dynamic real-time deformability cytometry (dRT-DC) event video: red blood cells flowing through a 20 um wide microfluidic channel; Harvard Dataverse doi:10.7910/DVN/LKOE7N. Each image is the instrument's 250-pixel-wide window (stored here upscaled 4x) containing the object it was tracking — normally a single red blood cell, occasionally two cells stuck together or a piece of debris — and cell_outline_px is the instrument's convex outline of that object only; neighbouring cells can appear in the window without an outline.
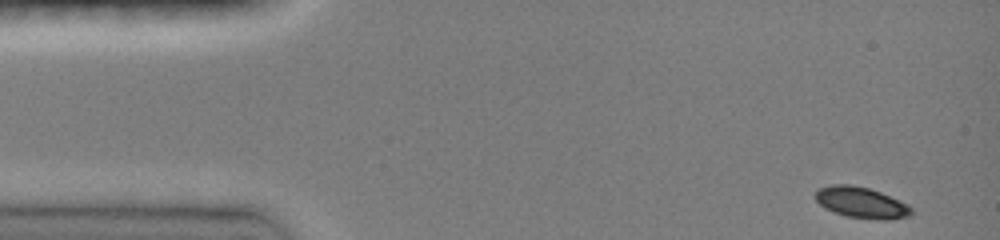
{"species": "common noctule bat (a hibernating species)", "species_latin": "Nyctalus noctula", "temperature_condition": "room temperature", "stored_images_in_passage": 43, "camera_frame_rate_fps": 3000, "um_per_image_px": 0.085, "animal": {"sex": "female", "body_mass_g": 19.0, "forearm_length_mm": 51.5}, "frame": {"image": 1, "passage_image": 1, "time_ms": 0.0, "image_size_px": [1000, 240], "cell_outline_px": [[912, 212], [908, 216], [888, 220], [884, 220], [848, 216], [824, 208], [816, 200], [816, 192], [820, 188], [832, 184], [852, 184], [868, 188], [880, 192], [908, 204], [912, 208]], "centroid_in_image_um": [73.22, 17.21], "position_along_channel_um": 11.8, "area_um2": 17.11}}
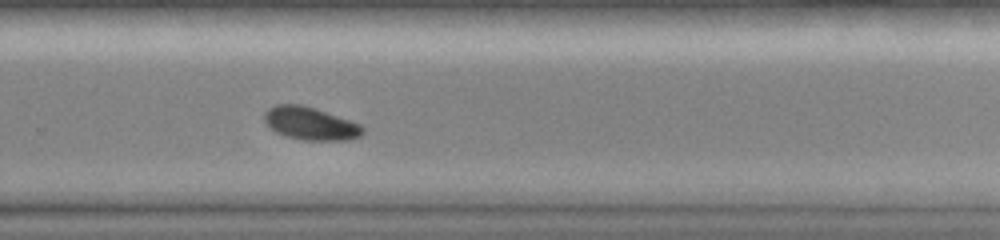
{"frame": {"image": 2, "passage_image": 30, "time_ms": 9.667, "image_size_px": [1000, 240], "cell_outline_px": [[364, 132], [360, 136], [348, 140], [304, 140], [284, 136], [276, 132], [264, 120], [264, 112], [268, 108], [276, 104], [300, 104], [316, 108], [360, 124], [364, 128]], "centroid_in_image_um": [26.38, 10.49], "position_along_channel_um": 303.4, "area_um2": 18.84}}
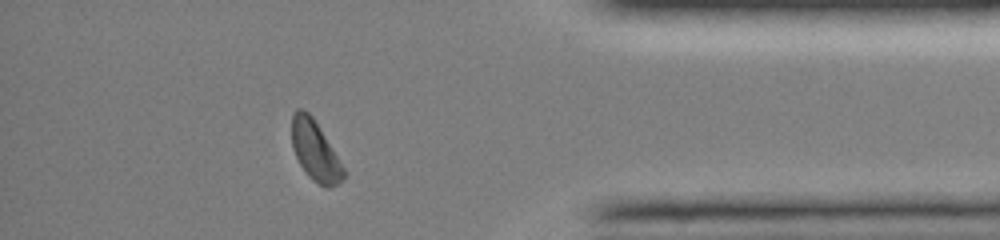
{"frame": {"image": 3, "passage_image": 39, "time_ms": 12.667, "image_size_px": [1000, 240], "cell_outline_px": [[344, 176], [336, 184], [328, 188], [324, 188], [308, 176], [300, 164], [292, 148], [292, 112], [296, 108], [304, 108], [312, 116], [320, 128], [344, 168]], "centroid_in_image_um": [26.75, 12.78], "position_along_channel_um": 408.5, "area_um2": 17.86}, "authors_computed_cell_mechanics": {"area_um2": 18.6694, "velocity_mm_per_s": 4.0832, "shape_relaxation_time_tau1_ms": 2.3122, "shape_relaxation_time_tau2_ms": null, "deformation_change_tau1": 0.0875, "deformation_change_tau2": null}}